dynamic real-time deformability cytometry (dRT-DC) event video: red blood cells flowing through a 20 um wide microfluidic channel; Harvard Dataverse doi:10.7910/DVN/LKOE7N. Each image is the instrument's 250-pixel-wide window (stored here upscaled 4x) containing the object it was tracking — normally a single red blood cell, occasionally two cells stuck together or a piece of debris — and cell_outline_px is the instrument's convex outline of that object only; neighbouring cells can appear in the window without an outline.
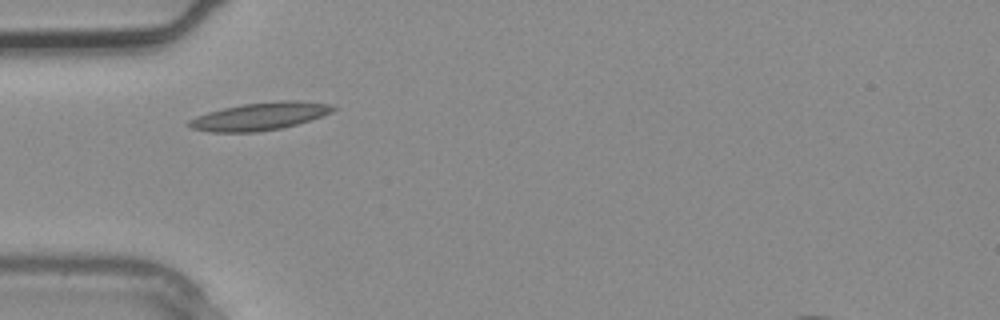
{"species": "common noctule bat (a hibernating species)", "species_latin": "Nyctalus noctula", "temperature_condition": "warm", "stored_images_in_passage": 1, "camera_frame_rate_fps": 3000, "um_per_image_px": 0.085, "animal": {"sex": "male", "body_mass_g": 20.4}, "frame": {"image": 1, "passage_image": 1, "time_ms": 0.0, "image_size_px": [1000, 320], "cell_outline_px": [[336, 108], [332, 112], [296, 124], [280, 128], [256, 132], [208, 132], [192, 128], [184, 124], [188, 120], [196, 116], [208, 112], [224, 108], [244, 104], [280, 100], [292, 100], [328, 104]], "centroid_in_image_um": [22.0, 9.89], "position_along_channel_um": 63.0, "area_um2": 22.95}}